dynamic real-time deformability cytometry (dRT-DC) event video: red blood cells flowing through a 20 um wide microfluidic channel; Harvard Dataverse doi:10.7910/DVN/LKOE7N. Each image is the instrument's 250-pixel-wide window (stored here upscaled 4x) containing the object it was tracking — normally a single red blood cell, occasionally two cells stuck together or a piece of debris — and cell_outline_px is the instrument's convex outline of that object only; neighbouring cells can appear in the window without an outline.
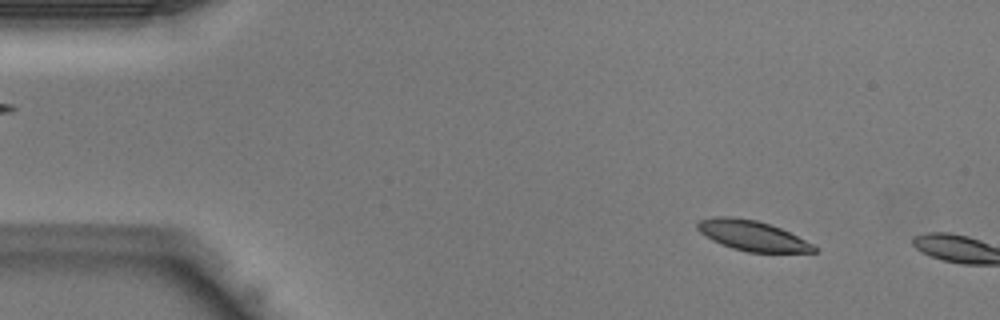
{"species": "Egyptian fruit bat (a non-hibernating species)", "species_latin": "Rousettus aegyptiacus", "temperature_condition": "warm", "stored_images_in_passage": 7, "camera_frame_rate_fps": 3000, "um_per_image_px": 0.085, "animal": {"sex": "male"}, "frame": {"image": 1, "passage_image": 5, "time_ms": 1.333, "image_size_px": [1000, 320], "cell_outline_px": [[820, 248], [816, 252], [748, 252], [732, 248], [712, 240], [700, 232], [696, 228], [696, 224], [700, 220], [716, 216], [732, 216], [756, 220], [780, 228], [816, 244]], "centroid_in_image_um": [63.99, 20.03], "position_along_channel_um": 21.0, "area_um2": 20.58}}